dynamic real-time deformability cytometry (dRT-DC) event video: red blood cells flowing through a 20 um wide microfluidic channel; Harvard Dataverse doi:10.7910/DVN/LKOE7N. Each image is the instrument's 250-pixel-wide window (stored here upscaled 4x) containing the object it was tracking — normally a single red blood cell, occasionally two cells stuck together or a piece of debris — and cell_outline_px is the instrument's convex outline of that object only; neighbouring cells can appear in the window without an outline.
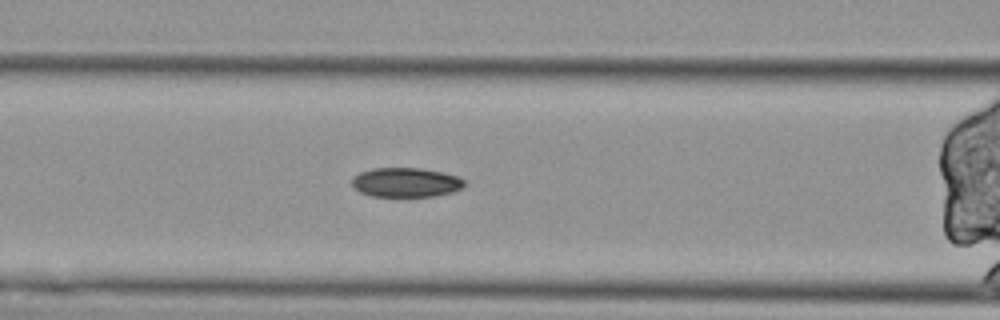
{"species": "Egyptian fruit bat (a non-hibernating species)", "species_latin": "Rousettus aegyptiacus", "temperature_condition": "cold", "stored_images_in_passage": 43, "segment_of_instrument_passage": [2, 2], "camera_frame_rate_fps": 3000, "um_per_image_px": 0.085, "animal": {"sex": "female"}, "frame": {"image": 1, "passage_image": 12, "time_ms": 3.667, "image_size_px": [1000, 320], "cell_outline_px": [[464, 184], [460, 188], [452, 192], [436, 196], [372, 196], [360, 192], [352, 184], [352, 176], [360, 172], [372, 168], [420, 168], [444, 172], [456, 176], [464, 180]], "centroid_in_image_um": [34.48, 15.49], "position_along_channel_um": 132.1, "area_um2": 19.19}}
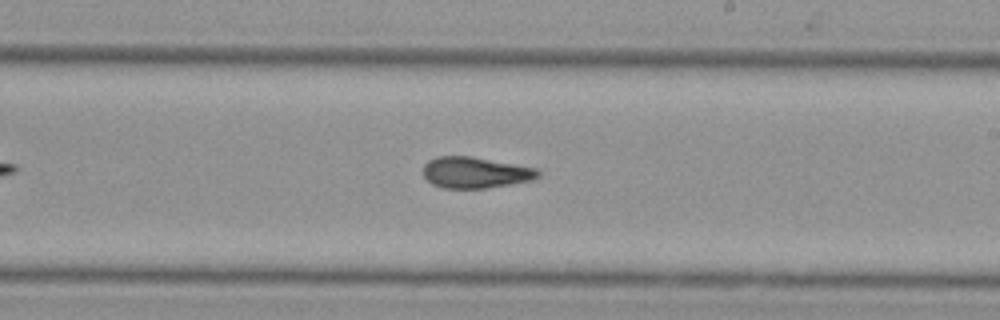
{"frame": {"image": 2, "passage_image": 22, "time_ms": 7.0, "image_size_px": [1000, 320], "cell_outline_px": [[540, 176], [532, 180], [512, 184], [484, 188], [444, 188], [432, 184], [424, 176], [424, 164], [428, 160], [436, 156], [472, 156], [536, 168], [540, 172]], "centroid_in_image_um": [40.4, 14.66], "position_along_channel_um": 248.6, "area_um2": 20.87}}
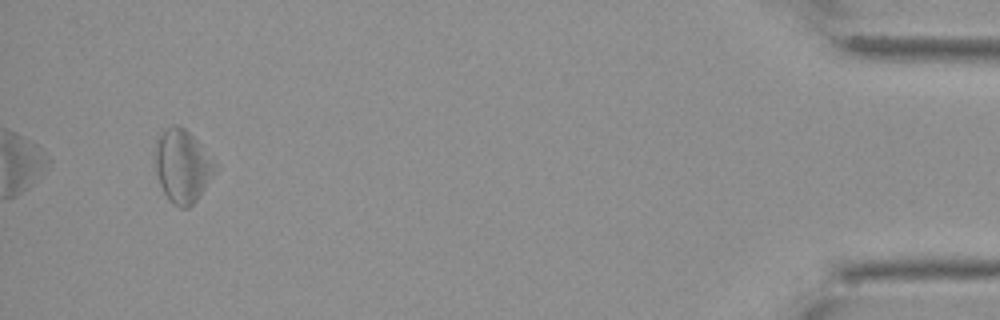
{"frame": {"image": 3, "passage_image": 43, "time_ms": 14.0, "image_size_px": [1000, 320], "cell_outline_px": [[216, 168], [200, 196], [188, 208], [180, 208], [172, 204], [168, 200], [160, 184], [152, 164], [156, 140], [164, 128], [172, 124], [180, 124], [216, 160]], "centroid_in_image_um": [15.45, 14.09], "position_along_channel_um": 419.7, "area_um2": 25.95}}